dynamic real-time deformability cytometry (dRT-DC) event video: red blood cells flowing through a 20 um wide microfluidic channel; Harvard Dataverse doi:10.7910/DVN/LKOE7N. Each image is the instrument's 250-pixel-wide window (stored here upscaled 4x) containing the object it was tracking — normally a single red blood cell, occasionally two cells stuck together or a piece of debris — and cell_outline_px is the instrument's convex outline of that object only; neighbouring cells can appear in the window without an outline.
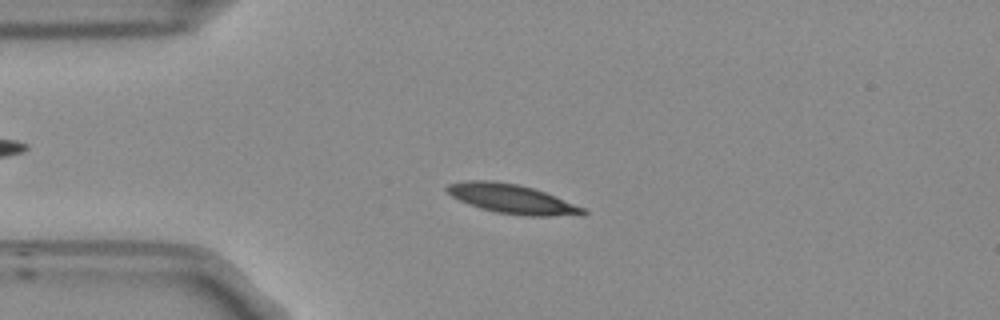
{"species": "Egyptian fruit bat (a non-hibernating species)", "species_latin": "Rousettus aegyptiacus", "temperature_condition": "room temperature", "stored_images_in_passage": 53, "camera_frame_rate_fps": 3000, "um_per_image_px": 0.085, "frame": {"image": 1, "passage_image": 12, "time_ms": 3.667, "image_size_px": [1000, 320], "cell_outline_px": [[588, 212], [584, 216], [524, 216], [496, 212], [480, 208], [468, 204], [452, 196], [444, 188], [448, 184], [468, 180], [492, 180], [516, 184], [532, 188], [544, 192], [584, 208]], "centroid_in_image_um": [43.53, 16.92], "position_along_channel_um": 41.5, "area_um2": 23.18}}
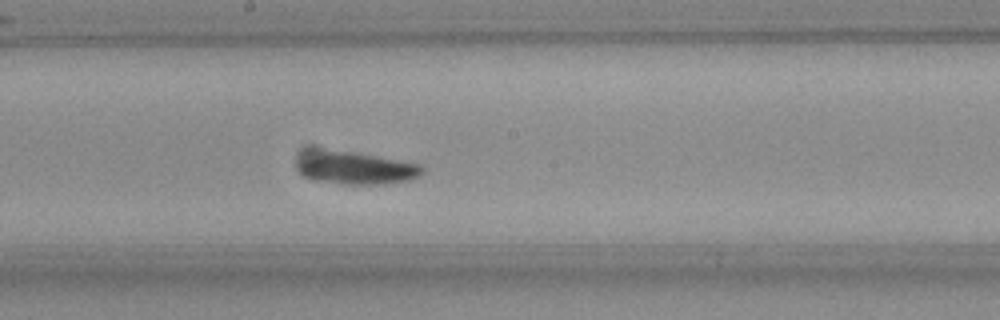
{"frame": {"image": 2, "passage_image": 28, "time_ms": 9.0, "image_size_px": [1000, 320], "cell_outline_px": [[424, 172], [420, 176], [412, 180], [384, 184], [344, 184], [312, 180], [304, 176], [300, 172], [296, 164], [296, 160], [304, 152], [352, 152], [376, 156], [420, 164], [424, 168]], "centroid_in_image_um": [30.26, 14.32], "position_along_channel_um": 217.9, "area_um2": 23.47}}
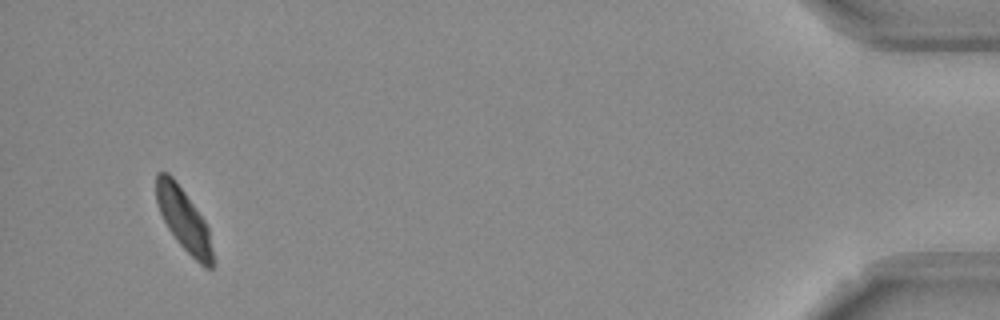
{"frame": {"image": 3, "passage_image": 51, "time_ms": 16.667, "image_size_px": [1000, 320], "cell_outline_px": [[216, 264], [212, 268], [204, 268], [176, 240], [168, 228], [160, 212], [156, 200], [156, 176], [160, 172], [168, 172], [176, 180], [204, 220], [208, 228]], "centroid_in_image_um": [15.65, 18.7], "position_along_channel_um": 419.6, "area_um2": 20.46}, "authors_computed_cell_mechanics": {"area_um2": 22.0796, "velocity_mm_per_s": 3.6978, "shape_relaxation_time_tau1_ms": 5.4072, "shape_relaxation_time_tau2_ms": 6.4849, "deformation_change_tau1": 0.1329, "deformation_change_tau2": 0.0882}}